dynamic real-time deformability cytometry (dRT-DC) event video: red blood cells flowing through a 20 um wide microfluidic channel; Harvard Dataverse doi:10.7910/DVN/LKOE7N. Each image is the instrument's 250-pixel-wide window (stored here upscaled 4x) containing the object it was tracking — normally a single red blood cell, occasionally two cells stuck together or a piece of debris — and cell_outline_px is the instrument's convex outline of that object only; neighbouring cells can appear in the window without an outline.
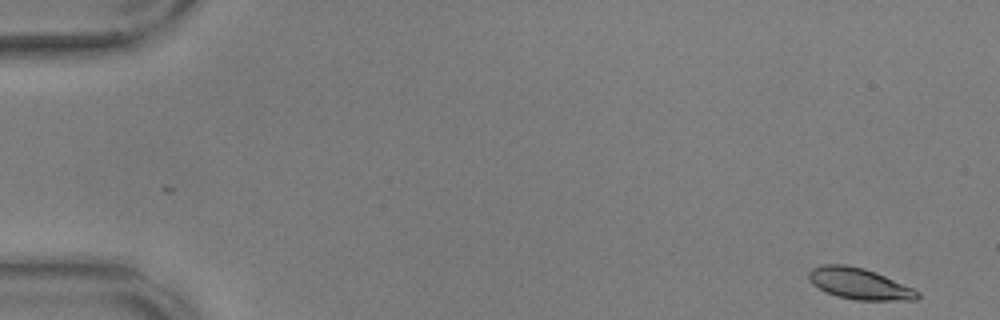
{"species": "common noctule bat (a hibernating species)", "species_latin": "Nyctalus noctula", "temperature_condition": "warm", "stored_images_in_passage": 54, "camera_frame_rate_fps": 3000, "um_per_image_px": 0.085, "animal": {"sex": "male", "body_mass_g": 17.9, "forearm_length_mm": 54.2}, "frame": {"image": 1, "passage_image": 1, "time_ms": 0.0, "image_size_px": [1000, 320], "cell_outline_px": [[920, 296], [916, 300], [856, 300], [836, 296], [824, 292], [812, 284], [808, 280], [808, 272], [812, 268], [824, 264], [844, 264], [864, 268], [876, 272], [912, 288], [920, 292]], "centroid_in_image_um": [73.01, 24.11], "position_along_channel_um": 12.0, "area_um2": 19.88}}
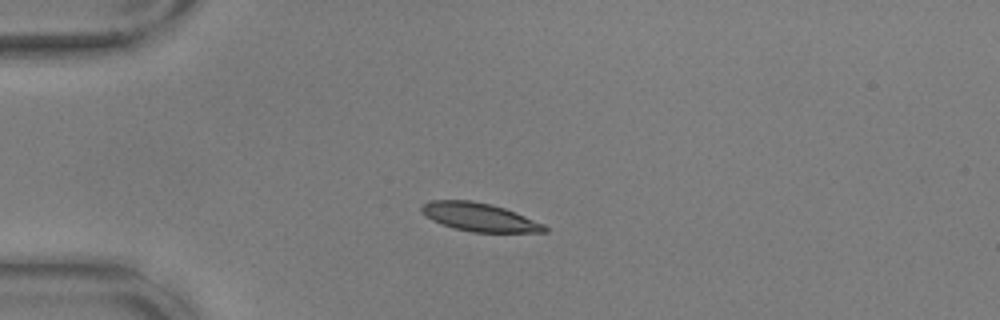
{"frame": {"image": 2, "passage_image": 13, "time_ms": 4.0, "image_size_px": [1000, 320], "cell_outline_px": [[548, 232], [472, 232], [456, 228], [432, 220], [424, 216], [420, 212], [420, 204], [428, 200], [472, 200], [492, 204], [504, 208], [544, 224], [548, 228]], "centroid_in_image_um": [40.69, 18.44], "position_along_channel_um": 44.3, "area_um2": 20.35}}
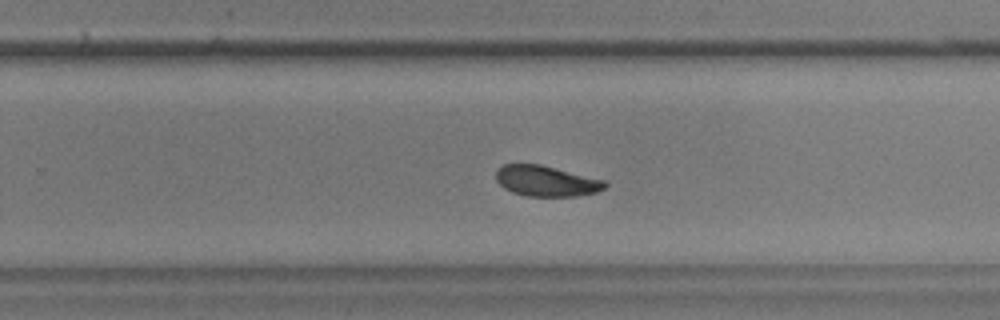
{"frame": {"image": 3, "passage_image": 35, "time_ms": 11.333, "image_size_px": [1000, 320], "cell_outline_px": [[608, 184], [604, 188], [596, 192], [576, 196], [524, 196], [512, 192], [504, 188], [496, 180], [496, 168], [504, 164], [540, 164], [604, 180]], "centroid_in_image_um": [46.39, 15.38], "position_along_channel_um": 283.4, "area_um2": 19.42}, "authors_computed_cell_mechanics": {"area_um2": 20.1144, "velocity_mm_per_s": 3.6076, "shape_relaxation_time_tau1_ms": 3.848, "shape_relaxation_time_tau2_ms": 4.9539, "deformation_change_tau1": 0.1113, "deformation_change_tau2": 0.0926}}